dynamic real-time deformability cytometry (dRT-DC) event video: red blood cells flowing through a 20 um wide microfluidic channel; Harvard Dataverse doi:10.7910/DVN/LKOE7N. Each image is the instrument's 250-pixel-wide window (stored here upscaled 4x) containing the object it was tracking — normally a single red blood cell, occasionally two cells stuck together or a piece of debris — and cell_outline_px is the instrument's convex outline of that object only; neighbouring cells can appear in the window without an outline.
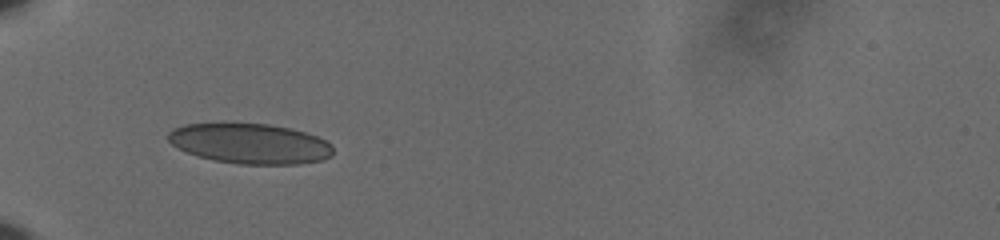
{"species": "human", "species_latin": "Homo sapiens", "temperature_condition": "cold", "stored_images_in_passage": 38, "camera_frame_rate_fps": 3000, "um_per_image_px": 0.085, "donor": {"sex": "male"}, "frame": {"image": 1, "passage_image": 1, "time_ms": 0.0, "image_size_px": [1000, 240], "cell_outline_px": [[332, 156], [324, 160], [300, 164], [240, 164], [212, 160], [196, 156], [172, 144], [168, 140], [168, 132], [172, 128], [184, 124], [268, 124], [288, 128], [304, 132], [316, 136], [332, 144]], "centroid_in_image_um": [21.26, 12.22], "position_along_channel_um": 63.7, "area_um2": 38.49}}
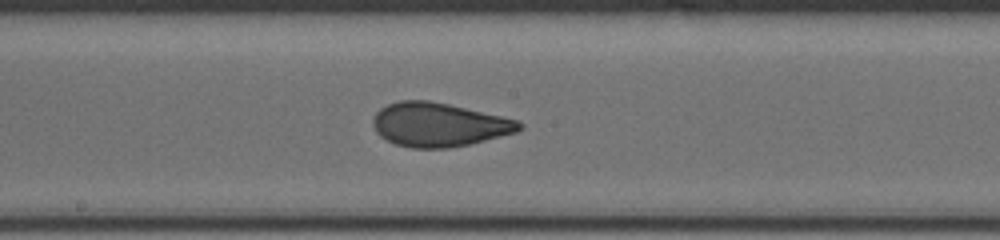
{"frame": {"image": 2, "passage_image": 14, "time_ms": 4.333, "image_size_px": [1000, 240], "cell_outline_px": [[524, 128], [516, 132], [468, 144], [448, 148], [412, 148], [396, 144], [380, 136], [376, 132], [372, 124], [372, 120], [376, 112], [380, 108], [388, 104], [400, 100], [428, 100], [448, 104], [520, 120], [524, 124]], "centroid_in_image_um": [37.3, 10.59], "position_along_channel_um": 210.9, "area_um2": 37.34}}
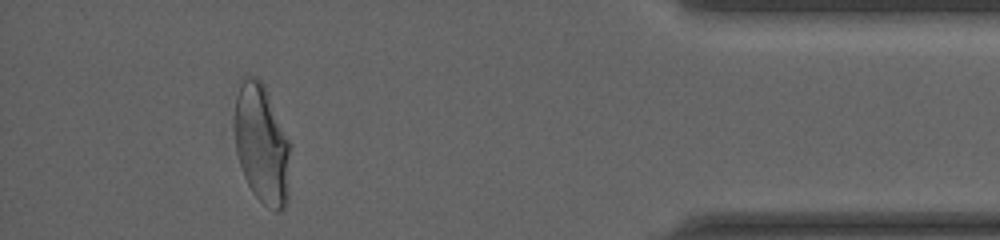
{"frame": {"image": 3, "passage_image": 34, "time_ms": 11.0, "image_size_px": [1000, 240], "cell_outline_px": [[292, 144], [288, 200], [284, 208], [280, 212], [276, 212], [268, 208], [252, 192], [244, 176], [236, 152], [236, 96], [240, 76], [256, 76], [264, 84]], "centroid_in_image_um": [22.3, 12.26], "position_along_channel_um": 412.9, "area_um2": 39.48}, "authors_computed_cell_mechanics": {"area_um2": 37.3966, "velocity_mm_per_s": 3.6279, "shape_relaxation_time_tau1_ms": 6.3091, "shape_relaxation_time_tau2_ms": 0.9304, "deformation_change_tau1": 0.1558, "deformation_change_tau2": 0.0627}}